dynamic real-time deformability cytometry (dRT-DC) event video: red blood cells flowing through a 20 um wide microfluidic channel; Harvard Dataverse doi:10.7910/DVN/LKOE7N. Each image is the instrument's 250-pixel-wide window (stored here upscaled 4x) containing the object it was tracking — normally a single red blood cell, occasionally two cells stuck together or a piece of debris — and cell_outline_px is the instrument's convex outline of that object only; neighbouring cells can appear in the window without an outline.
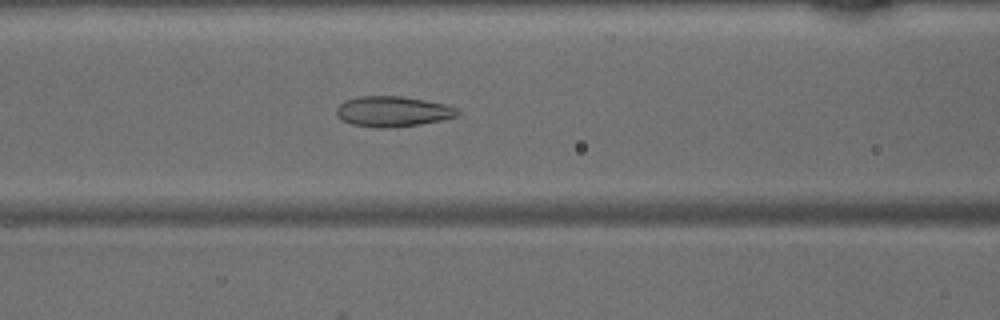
{"species": "common noctule bat (a hibernating species)", "species_latin": "Nyctalus noctula", "temperature_condition": "warm", "stored_images_in_passage": 48, "camera_frame_rate_fps": 3000, "um_per_image_px": 0.085, "animal": {"sex": "male", "body_mass_g": 15.6}, "frame": {"image": 1, "passage_image": 20, "time_ms": 6.333, "image_size_px": [1000, 320], "cell_outline_px": [[460, 112], [456, 116], [440, 120], [420, 124], [384, 128], [380, 128], [352, 124], [344, 120], [336, 112], [336, 108], [344, 100], [360, 96], [400, 96], [424, 100], [444, 104], [456, 108]], "centroid_in_image_um": [33.37, 9.46], "position_along_channel_um": 133.2, "area_um2": 21.1}}
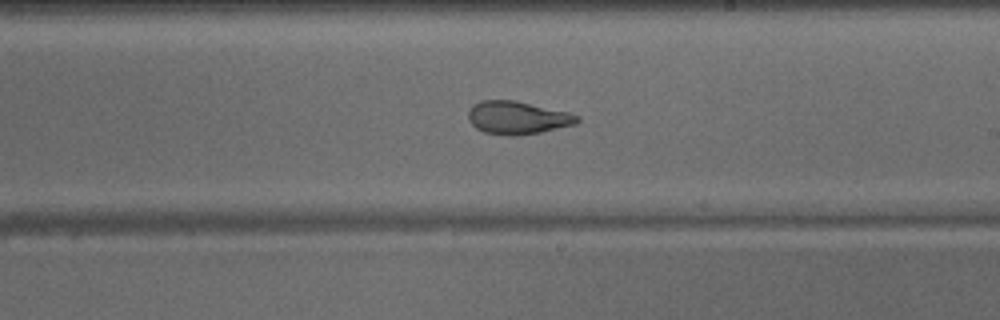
{"frame": {"image": 2, "passage_image": 28, "time_ms": 9.0, "image_size_px": [1000, 320], "cell_outline_px": [[580, 120], [576, 124], [540, 132], [516, 136], [512, 136], [484, 132], [476, 128], [468, 120], [468, 112], [472, 104], [480, 100], [516, 100], [568, 112], [580, 116]], "centroid_in_image_um": [43.97, 9.99], "position_along_channel_um": 245.0, "area_um2": 21.04}}
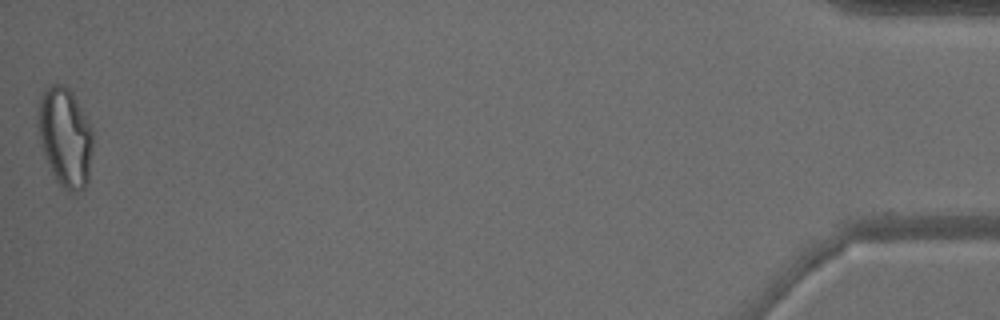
{"frame": {"image": 3, "passage_image": 48, "time_ms": 15.667, "image_size_px": [1000, 320], "cell_outline_px": [[92, 148], [88, 180], [84, 188], [76, 192], [68, 192], [56, 180], [44, 156], [40, 144], [36, 116], [36, 108], [40, 96], [44, 88], [52, 84], [60, 84], [68, 88], [72, 92], [92, 128]], "centroid_in_image_um": [5.5, 11.63], "position_along_channel_um": 429.7, "area_um2": 32.02}}